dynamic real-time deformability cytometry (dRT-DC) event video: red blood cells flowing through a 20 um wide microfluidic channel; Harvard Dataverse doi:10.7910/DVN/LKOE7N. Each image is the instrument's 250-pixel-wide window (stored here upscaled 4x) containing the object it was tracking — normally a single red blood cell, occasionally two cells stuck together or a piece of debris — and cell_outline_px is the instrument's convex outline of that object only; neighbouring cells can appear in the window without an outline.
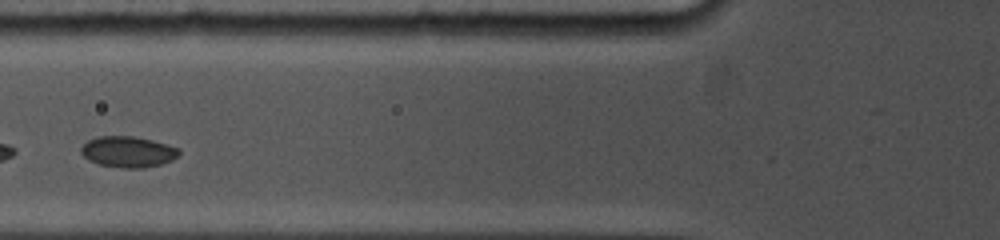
{"species": "common noctule bat (a hibernating species)", "species_latin": "Nyctalus noctula", "temperature_condition": "cold", "stored_images_in_passage": 16, "camera_frame_rate_fps": 5000, "um_per_image_px": 0.085, "animal": {"sex": "female", "body_mass_g": 19.0, "forearm_length_mm": 53.3}, "frame": {"image": 1, "passage_image": 3, "time_ms": 1.4, "image_size_px": [1000, 240], "cell_outline_px": [[180, 156], [172, 160], [160, 164], [144, 168], [120, 168], [96, 164], [88, 160], [80, 152], [80, 148], [88, 140], [96, 136], [132, 136], [152, 140], [168, 144], [180, 148]], "centroid_in_image_um": [10.88, 12.91], "position_along_channel_um": 114.9, "area_um2": 17.98}}
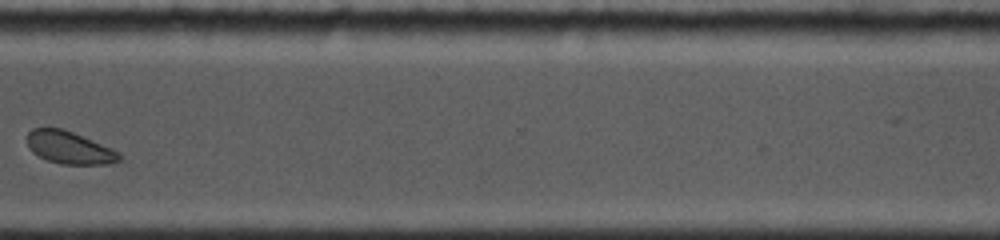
{"frame": {"image": 2, "passage_image": 12, "time_ms": 8.0, "image_size_px": [1000, 240], "cell_outline_px": [[120, 160], [104, 164], [60, 164], [48, 160], [32, 152], [28, 148], [24, 140], [28, 132], [32, 128], [64, 128], [120, 152]], "centroid_in_image_um": [5.82, 12.53], "position_along_channel_um": 364.8, "area_um2": 17.51}, "authors_computed_cell_mechanics": {"area_um2": 17.7446, "velocity_mm_per_s": 3.7818, "shape_relaxation_time_tau1_ms": 0.8372, "shape_relaxation_time_tau2_ms": 10.1917, "deformation_change_tau1": 0.0334, "deformation_change_tau2": 0.1066}}